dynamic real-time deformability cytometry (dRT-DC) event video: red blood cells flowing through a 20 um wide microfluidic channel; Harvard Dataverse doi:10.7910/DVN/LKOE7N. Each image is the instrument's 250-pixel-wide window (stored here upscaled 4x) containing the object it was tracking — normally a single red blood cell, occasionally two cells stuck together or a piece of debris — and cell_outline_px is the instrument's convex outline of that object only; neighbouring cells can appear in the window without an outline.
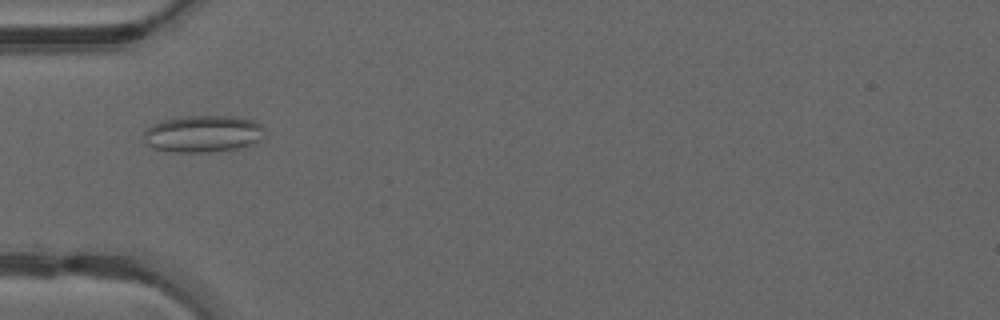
{"species": "common noctule bat (a hibernating species)", "species_latin": "Nyctalus noctula", "temperature_condition": "warm", "stored_images_in_passage": 47, "camera_frame_rate_fps": 3000, "um_per_image_px": 0.085, "animal": {"sex": "male", "forearm_length_mm": 52.5}, "frame": {"image": 1, "passage_image": 14, "time_ms": 4.333, "image_size_px": [1000, 320], "cell_outline_px": [[264, 128], [260, 140], [252, 144], [240, 148], [208, 152], [172, 152], [156, 148], [148, 144], [144, 140], [144, 132], [152, 124], [164, 120], [188, 116], [236, 116], [252, 120], [260, 124]], "centroid_in_image_um": [17.27, 11.37], "position_along_channel_um": 67.7, "area_um2": 25.84}}
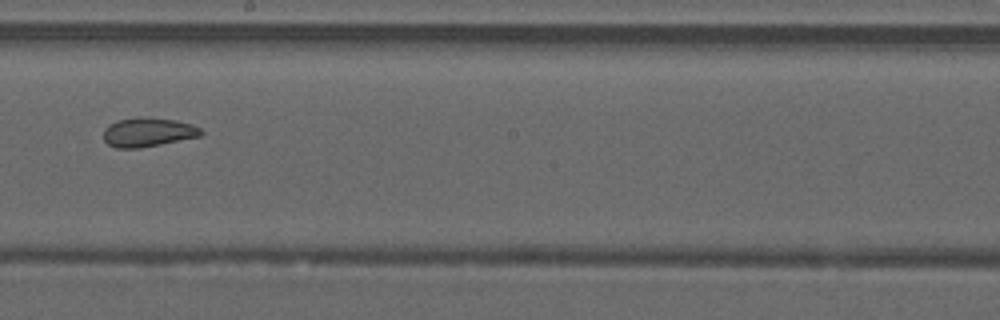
{"frame": {"image": 2, "passage_image": 26, "time_ms": 8.333, "image_size_px": [1000, 320], "cell_outline_px": [[204, 132], [200, 136], [140, 148], [116, 148], [108, 144], [104, 140], [104, 128], [108, 124], [116, 120], [140, 116], [144, 116], [176, 120], [192, 124], [200, 128]], "centroid_in_image_um": [12.55, 11.22], "position_along_channel_um": 235.6, "area_um2": 16.7}}
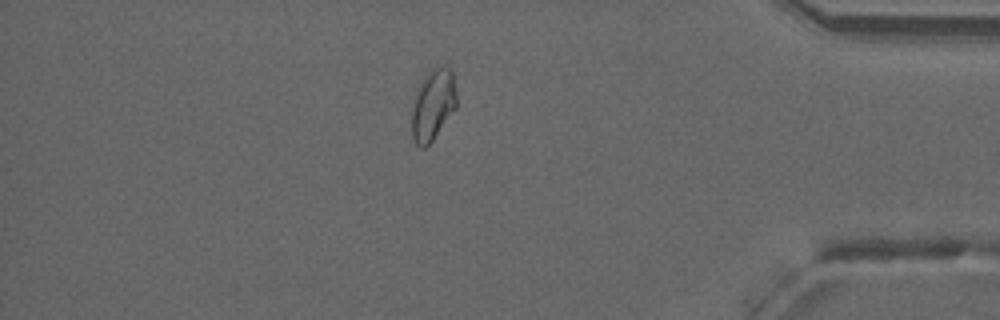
{"frame": {"image": 3, "passage_image": 40, "time_ms": 13.0, "image_size_px": [1000, 320], "cell_outline_px": [[456, 108], [432, 140], [424, 148], [420, 148], [416, 144], [412, 136], [412, 108], [416, 92], [424, 76], [432, 68], [448, 68], [452, 72], [456, 92]], "centroid_in_image_um": [36.79, 8.93], "position_along_channel_um": 398.4, "area_um2": 18.21}, "authors_computed_cell_mechanics": {"area_um2": 19.4208, "velocity_mm_per_s": 4.2016, "shape_relaxation_time_tau1_ms": null, "shape_relaxation_time_tau2_ms": 1.4539, "deformation_change_tau1": null, "deformation_change_tau2": 0.0643}}